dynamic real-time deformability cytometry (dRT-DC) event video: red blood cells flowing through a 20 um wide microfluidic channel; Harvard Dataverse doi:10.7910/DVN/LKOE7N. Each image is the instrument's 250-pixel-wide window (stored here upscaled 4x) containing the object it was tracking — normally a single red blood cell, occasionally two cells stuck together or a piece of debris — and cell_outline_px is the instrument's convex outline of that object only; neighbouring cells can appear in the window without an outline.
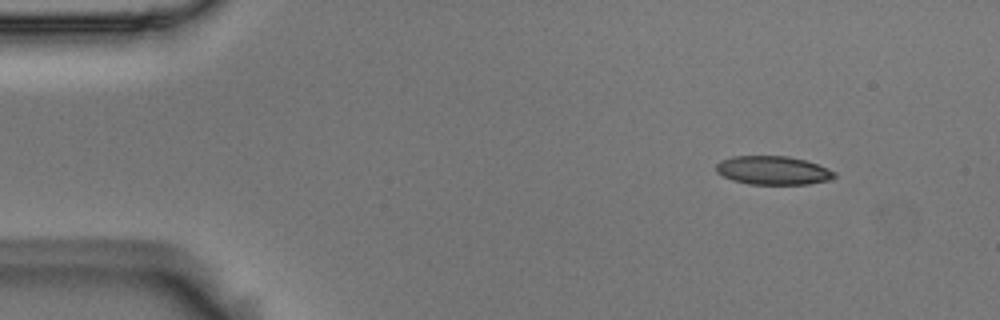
{"species": "Egyptian fruit bat (a non-hibernating species)", "species_latin": "Rousettus aegyptiacus", "temperature_condition": "room temperature", "stored_images_in_passage": 6, "camera_frame_rate_fps": 3000, "um_per_image_px": 0.085, "animal": {"sex": "male"}, "frame": {"image": 1, "passage_image": 1, "time_ms": 0.0, "image_size_px": [1000, 320], "cell_outline_px": [[836, 176], [828, 180], [808, 184], [748, 184], [732, 180], [716, 172], [716, 164], [720, 160], [732, 156], [788, 156], [804, 160], [828, 168], [836, 172]], "centroid_in_image_um": [65.68, 14.48], "position_along_channel_um": 19.3, "area_um2": 19.71}}
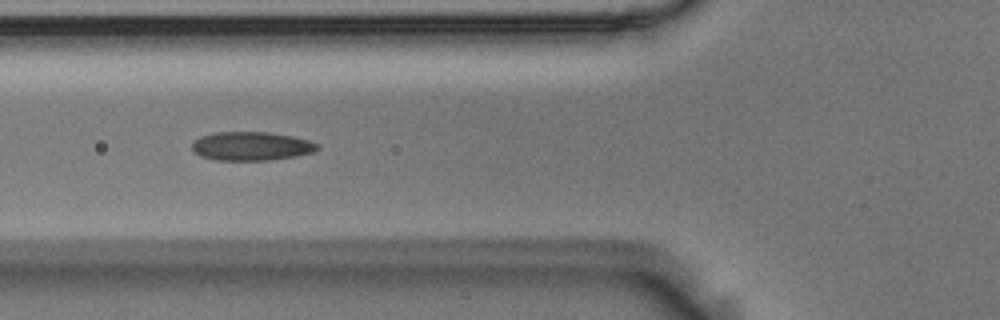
{"frame": {"image": 2, "passage_image": 5, "time_ms": 1.333, "image_size_px": [1000, 320], "cell_outline_px": [[320, 148], [312, 152], [296, 156], [268, 160], [216, 160], [200, 156], [192, 148], [192, 144], [200, 136], [216, 132], [268, 132], [292, 136], [308, 140], [320, 144]], "centroid_in_image_um": [21.38, 12.42], "position_along_channel_um": 104.4, "area_um2": 20.92}}
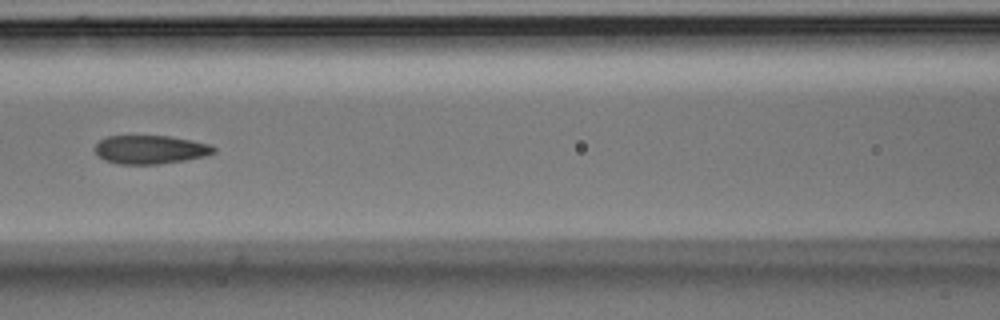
{"frame": {"image": 3, "passage_image": 6, "time_ms": 1.667, "image_size_px": [1000, 320], "cell_outline_px": [[216, 152], [204, 156], [184, 160], [156, 164], [116, 164], [104, 160], [92, 148], [100, 140], [108, 136], [172, 136], [212, 144], [216, 148]], "centroid_in_image_um": [12.79, 12.71], "position_along_channel_um": 153.8, "area_um2": 19.88}}